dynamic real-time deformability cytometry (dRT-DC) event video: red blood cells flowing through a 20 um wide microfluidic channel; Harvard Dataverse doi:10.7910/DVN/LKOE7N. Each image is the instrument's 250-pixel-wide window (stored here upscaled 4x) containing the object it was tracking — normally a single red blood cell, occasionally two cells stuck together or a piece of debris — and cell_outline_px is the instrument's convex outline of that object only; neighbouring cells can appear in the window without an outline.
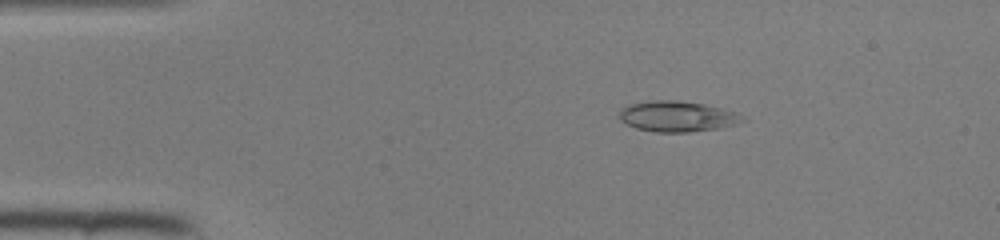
{"species": "common noctule bat (a hibernating species)", "species_latin": "Nyctalus noctula", "temperature_condition": "room temperature", "stored_images_in_passage": 46, "camera_frame_rate_fps": 3000, "um_per_image_px": 0.085, "animal": {"sex": "female", "body_mass_g": 22.0, "forearm_length_mm": 56.7}, "frame": {"image": 1, "passage_image": 8, "time_ms": 2.333, "image_size_px": [1000, 240], "cell_outline_px": [[748, 120], [716, 128], [688, 132], [656, 132], [636, 128], [620, 120], [620, 108], [628, 104], [652, 100], [676, 100], [704, 104], [736, 112], [744, 116]], "centroid_in_image_um": [57.54, 9.88], "position_along_channel_um": 27.5, "area_um2": 21.85}}
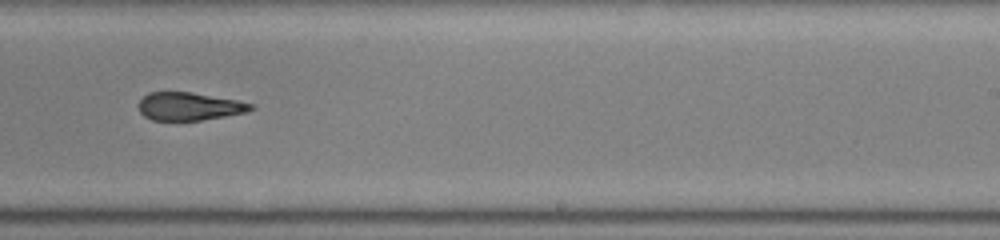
{"frame": {"image": 2, "passage_image": 29, "time_ms": 9.333, "image_size_px": [1000, 240], "cell_outline_px": [[256, 108], [244, 112], [224, 116], [200, 120], [152, 120], [144, 116], [140, 112], [140, 100], [148, 92], [192, 92], [236, 100], [256, 104]], "centroid_in_image_um": [16.1, 9.03], "position_along_channel_um": 272.9, "area_um2": 18.15}}
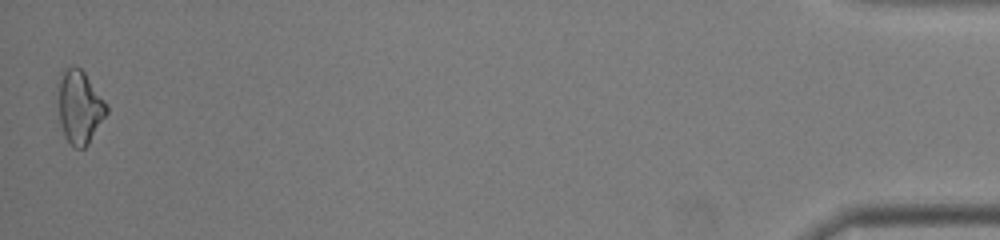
{"frame": {"image": 3, "passage_image": 46, "time_ms": 15.0, "image_size_px": [1000, 240], "cell_outline_px": [[108, 112], [88, 144], [84, 148], [76, 148], [64, 136], [60, 124], [56, 84], [60, 72], [72, 64], [76, 64], [84, 72], [108, 104]], "centroid_in_image_um": [6.73, 9.03], "position_along_channel_um": 428.5, "area_um2": 21.15}}